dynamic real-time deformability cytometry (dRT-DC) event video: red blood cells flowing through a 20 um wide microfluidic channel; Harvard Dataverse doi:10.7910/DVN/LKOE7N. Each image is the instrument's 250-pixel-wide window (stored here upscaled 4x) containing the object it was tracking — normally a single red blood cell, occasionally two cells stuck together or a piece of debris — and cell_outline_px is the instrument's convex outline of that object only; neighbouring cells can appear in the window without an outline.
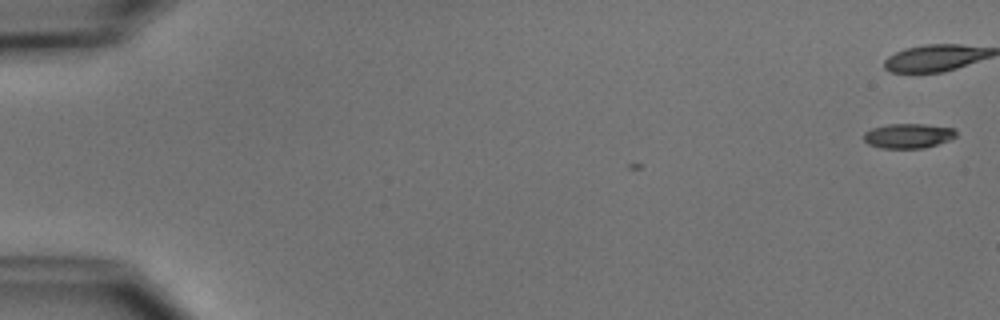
{"species": "common noctule bat (a hibernating species)", "species_latin": "Nyctalus noctula", "temperature_condition": "cold", "stored_images_in_passage": 3, "camera_frame_rate_fps": 3000, "um_per_image_px": 0.085, "animal": {"sex": "male", "body_mass_g": 15.6}, "frame": {"image": 1, "passage_image": 1, "time_ms": 0.0, "image_size_px": [1000, 320], "cell_outline_px": [[956, 136], [948, 140], [924, 148], [880, 148], [868, 144], [864, 140], [864, 132], [872, 128], [888, 124], [924, 124], [952, 128], [956, 132]], "centroid_in_image_um": [77.16, 11.54], "position_along_channel_um": 7.8, "area_um2": 13.18}}